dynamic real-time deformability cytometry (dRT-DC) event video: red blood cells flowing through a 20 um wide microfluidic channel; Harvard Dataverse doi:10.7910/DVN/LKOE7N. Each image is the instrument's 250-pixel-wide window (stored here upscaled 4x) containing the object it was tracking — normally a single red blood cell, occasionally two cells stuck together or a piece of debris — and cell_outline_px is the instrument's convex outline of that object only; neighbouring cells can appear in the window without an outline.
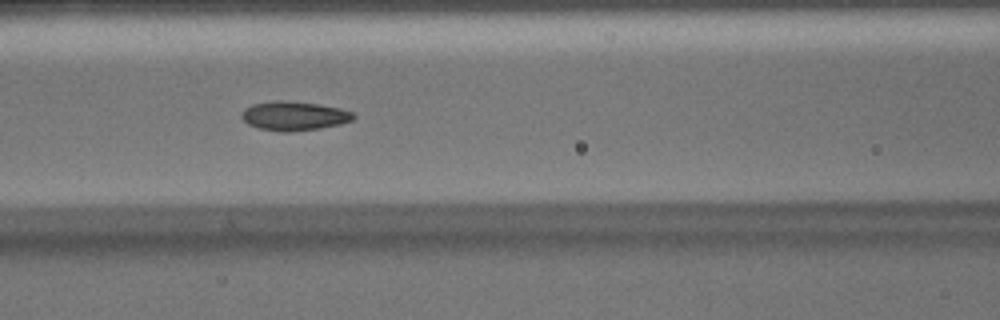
{"species": "Egyptian fruit bat (a non-hibernating species)", "species_latin": "Rousettus aegyptiacus", "temperature_condition": "warm", "stored_images_in_passage": 17, "camera_frame_rate_fps": 3000, "um_per_image_px": 0.085, "animal": {"sex": "male"}, "frame": {"image": 1, "passage_image": 10, "time_ms": 3.0, "image_size_px": [1000, 320], "cell_outline_px": [[356, 116], [352, 120], [340, 124], [320, 128], [288, 132], [280, 132], [260, 128], [248, 124], [240, 116], [240, 112], [244, 108], [252, 104], [272, 100], [280, 100], [320, 104], [340, 108], [352, 112]], "centroid_in_image_um": [24.97, 9.84], "position_along_channel_um": 141.6, "area_um2": 19.07}}